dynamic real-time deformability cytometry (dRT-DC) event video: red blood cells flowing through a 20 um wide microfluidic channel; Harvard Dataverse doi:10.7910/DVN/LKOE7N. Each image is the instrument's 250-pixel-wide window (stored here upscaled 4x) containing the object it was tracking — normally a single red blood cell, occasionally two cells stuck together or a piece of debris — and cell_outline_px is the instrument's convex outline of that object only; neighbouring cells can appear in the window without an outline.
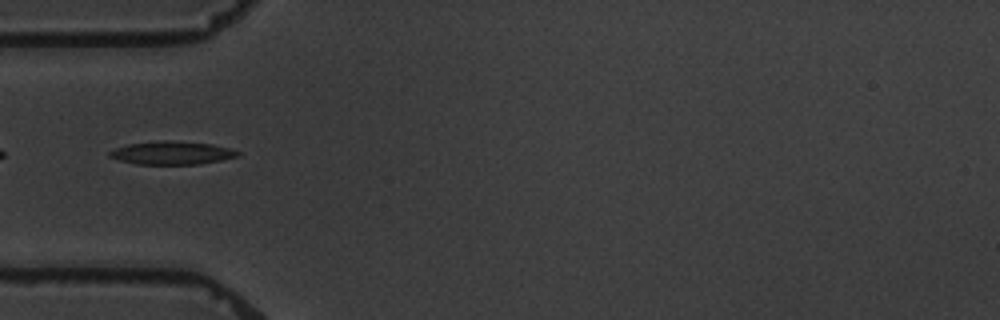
{"species": "common noctule bat (a hibernating species)", "species_latin": "Nyctalus noctula", "temperature_condition": "warm", "stored_images_in_passage": 5, "segment_of_instrument_passage": [2, 2], "camera_frame_rate_fps": 3000, "um_per_image_px": 0.085, "animal": {"sex": "male", "body_mass_g": 19.5, "forearm_length_mm": 54.6}, "frame": {"image": 1, "passage_image": 5, "time_ms": 5.0, "image_size_px": [1000, 320], "cell_outline_px": [[240, 156], [200, 164], [136, 164], [120, 160], [108, 156], [108, 152], [116, 148], [128, 144], [160, 140], [172, 140], [212, 144], [232, 148], [240, 152]], "centroid_in_image_um": [14.64, 12.99], "position_along_channel_um": 70.4, "area_um2": 17.4}}